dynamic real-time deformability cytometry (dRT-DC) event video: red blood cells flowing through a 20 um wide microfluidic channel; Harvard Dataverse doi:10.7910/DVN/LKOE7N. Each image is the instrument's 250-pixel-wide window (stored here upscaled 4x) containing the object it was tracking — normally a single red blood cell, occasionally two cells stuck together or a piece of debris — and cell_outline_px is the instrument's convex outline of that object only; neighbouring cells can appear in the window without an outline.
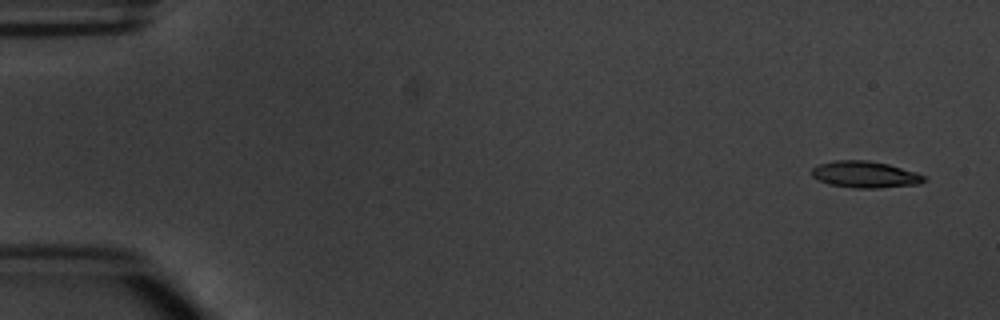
{"species": "common noctule bat (a hibernating species)", "species_latin": "Nyctalus noctula", "temperature_condition": "warm", "stored_images_in_passage": 6, "camera_frame_rate_fps": 3000, "um_per_image_px": 0.085, "animal": {"sex": "male", "body_mass_g": 20.1, "forearm_length_mm": 53.5}, "frame": {"image": 1, "passage_image": 1, "time_ms": 0.0, "image_size_px": [1000, 320], "cell_outline_px": [[928, 180], [920, 184], [880, 188], [856, 188], [828, 184], [812, 176], [812, 168], [820, 164], [836, 160], [868, 160], [888, 164], [916, 172], [928, 176]], "centroid_in_image_um": [73.6, 14.84], "position_along_channel_um": 11.4, "area_um2": 17.51}}